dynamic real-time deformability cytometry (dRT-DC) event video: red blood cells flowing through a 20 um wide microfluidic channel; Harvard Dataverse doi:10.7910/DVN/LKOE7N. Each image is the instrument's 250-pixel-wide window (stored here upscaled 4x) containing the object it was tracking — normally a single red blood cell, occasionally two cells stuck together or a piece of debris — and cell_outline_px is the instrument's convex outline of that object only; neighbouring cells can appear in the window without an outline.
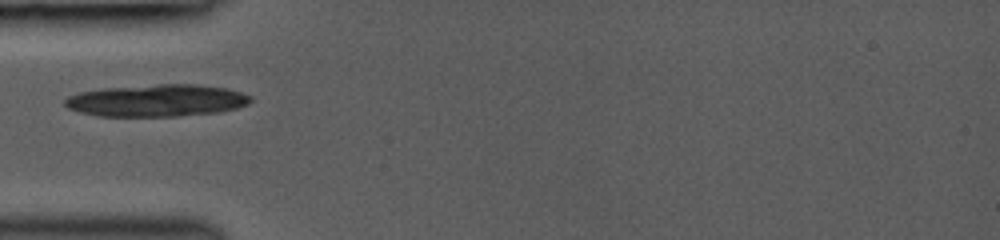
{"species": "common noctule bat (a hibernating species)", "species_latin": "Nyctalus noctula", "temperature_condition": "room temperature", "stored_images_in_passage": 30, "camera_frame_rate_fps": 3000, "um_per_image_px": 0.085, "animal": {"sex": "female", "body_mass_g": 19.0, "forearm_length_mm": 53.3}, "frame": {"image": 1, "passage_image": 1, "time_ms": 0.0, "image_size_px": [1000, 240], "cell_outline_px": [[252, 100], [248, 104], [236, 108], [220, 112], [176, 116], [96, 116], [80, 112], [68, 108], [64, 104], [64, 100], [68, 96], [80, 92], [100, 88], [160, 84], [196, 84], [228, 88], [252, 96]], "centroid_in_image_um": [13.33, 8.54], "position_along_channel_um": 71.7, "area_um2": 34.97}}
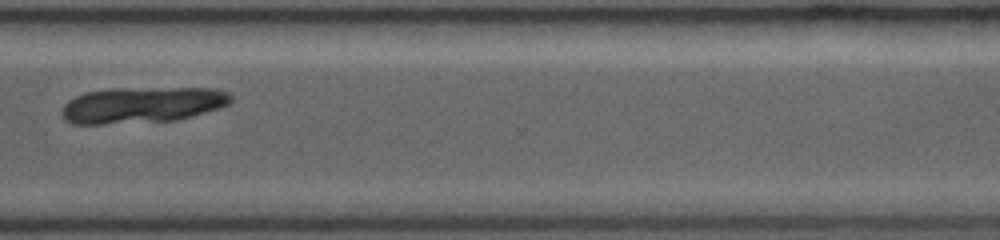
{"frame": {"image": 2, "passage_image": 21, "time_ms": 6.667, "image_size_px": [1000, 240], "cell_outline_px": [[232, 100], [228, 104], [220, 108], [176, 120], [104, 124], [72, 124], [64, 120], [60, 112], [64, 104], [68, 100], [84, 92], [112, 88], [216, 88], [228, 92], [232, 96]], "centroid_in_image_um": [12.05, 8.91], "position_along_channel_um": 358.5, "area_um2": 35.84}}
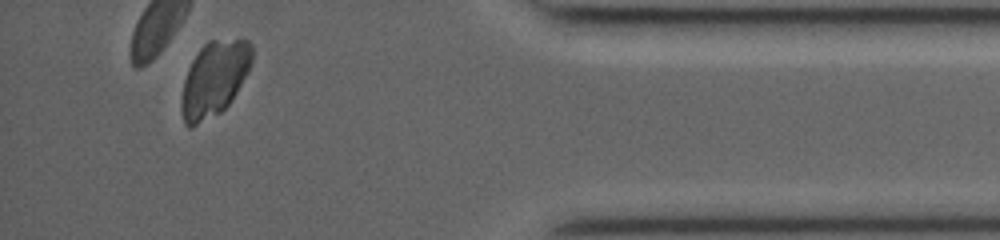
{"frame": {"image": 3, "passage_image": 27, "time_ms": 8.667, "image_size_px": [1000, 240], "cell_outline_px": [[252, 60], [248, 72], [232, 100], [220, 112], [188, 128], [184, 124], [180, 112], [180, 96], [184, 80], [188, 68], [192, 60], [200, 48], [208, 40], [248, 40], [252, 44]], "centroid_in_image_um": [18.18, 6.7], "position_along_channel_um": 417.0, "area_um2": 30.87}}